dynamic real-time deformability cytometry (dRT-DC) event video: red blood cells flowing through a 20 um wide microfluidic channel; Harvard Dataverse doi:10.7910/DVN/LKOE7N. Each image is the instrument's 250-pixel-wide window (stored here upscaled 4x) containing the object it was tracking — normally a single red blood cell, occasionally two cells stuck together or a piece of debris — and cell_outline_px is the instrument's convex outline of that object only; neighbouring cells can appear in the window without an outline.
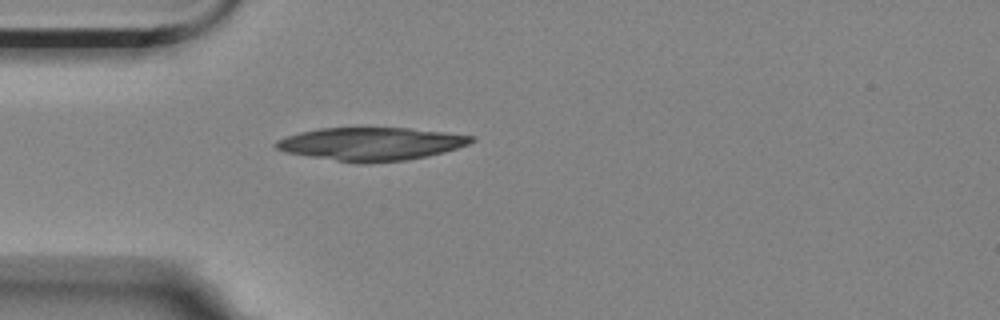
{"species": "Egyptian fruit bat (a non-hibernating species)", "species_latin": "Rousettus aegyptiacus", "temperature_condition": "room temperature", "stored_images_in_passage": 4, "camera_frame_rate_fps": 3000, "um_per_image_px": 0.085, "animal": {"sex": "female"}, "frame": {"image": 1, "passage_image": 4, "time_ms": 1.0, "image_size_px": [1000, 320], "cell_outline_px": [[476, 140], [468, 144], [444, 152], [428, 156], [404, 160], [364, 164], [360, 164], [284, 152], [276, 148], [272, 144], [276, 140], [300, 132], [320, 128], [408, 128], [444, 132], [476, 136]], "centroid_in_image_um": [31.54, 12.23], "position_along_channel_um": 53.5, "area_um2": 37.63}}